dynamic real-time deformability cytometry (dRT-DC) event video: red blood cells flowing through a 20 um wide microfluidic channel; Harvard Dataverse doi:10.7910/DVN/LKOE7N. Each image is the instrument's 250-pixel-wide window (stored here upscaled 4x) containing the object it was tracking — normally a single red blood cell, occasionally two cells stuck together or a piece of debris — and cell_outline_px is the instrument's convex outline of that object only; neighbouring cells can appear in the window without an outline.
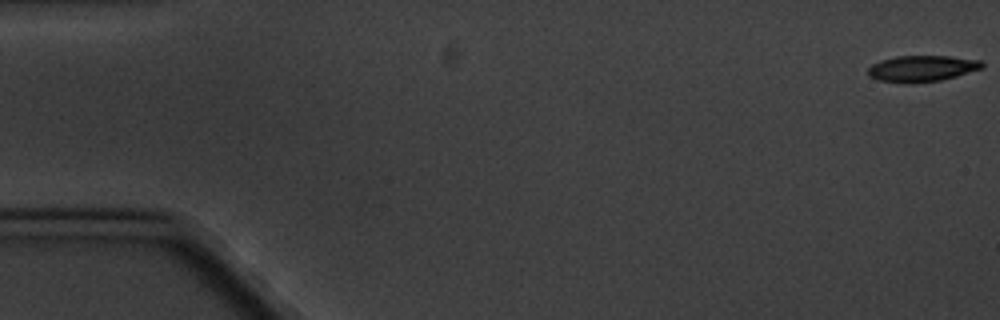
{"species": "common noctule bat (a hibernating species)", "species_latin": "Nyctalus noctula", "temperature_condition": "cold", "stored_images_in_passage": 5, "camera_frame_rate_fps": 3000, "um_per_image_px": 0.085, "animal": {"sex": "male", "body_mass_g": 20.1, "forearm_length_mm": 53.5}, "frame": {"image": 1, "passage_image": 1, "time_ms": 0.0, "image_size_px": [1000, 320], "cell_outline_px": [[984, 68], [956, 76], [940, 80], [908, 84], [904, 84], [876, 80], [868, 76], [868, 68], [872, 64], [880, 60], [896, 56], [948, 56], [980, 60], [984, 64]], "centroid_in_image_um": [78.33, 5.83], "position_along_channel_um": 6.7, "area_um2": 17.63}}
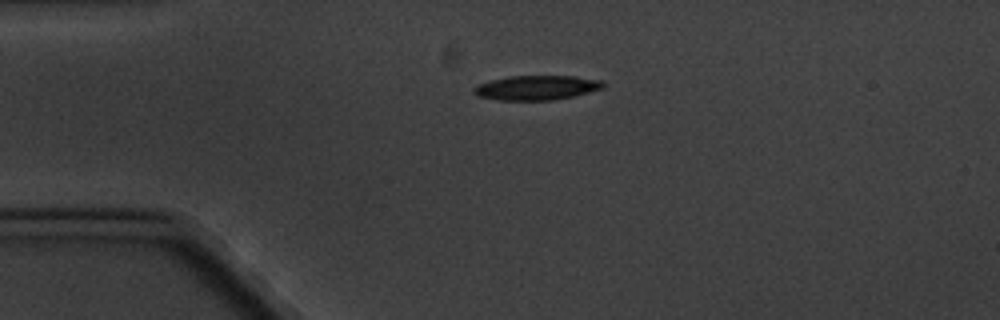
{"frame": {"image": 2, "passage_image": 5, "time_ms": 4.333, "image_size_px": [1000, 320], "cell_outline_px": [[604, 88], [556, 100], [496, 100], [476, 96], [472, 92], [472, 88], [476, 84], [508, 76], [572, 76], [600, 80], [604, 84]], "centroid_in_image_um": [45.53, 7.46], "position_along_channel_um": 39.5, "area_um2": 18.55}}